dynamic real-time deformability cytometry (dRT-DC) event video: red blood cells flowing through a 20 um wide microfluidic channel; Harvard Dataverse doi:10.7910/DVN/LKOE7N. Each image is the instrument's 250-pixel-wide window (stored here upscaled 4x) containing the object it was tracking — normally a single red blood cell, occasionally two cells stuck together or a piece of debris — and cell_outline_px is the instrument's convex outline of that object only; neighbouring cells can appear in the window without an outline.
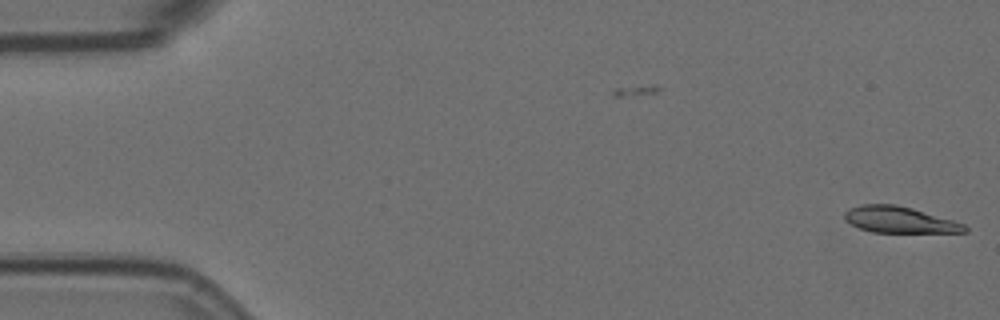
{"species": "Egyptian fruit bat (a non-hibernating species)", "species_latin": "Rousettus aegyptiacus", "temperature_condition": "room temperature", "stored_images_in_passage": 3, "camera_frame_rate_fps": 3000, "um_per_image_px": 0.085, "animal": {"sex": "female"}, "frame": {"image": 1, "passage_image": 3, "time_ms": 0.667, "image_size_px": [1000, 320], "cell_outline_px": [[968, 232], [872, 232], [860, 228], [844, 220], [844, 212], [848, 208], [860, 204], [896, 204], [912, 208], [952, 220], [964, 224], [968, 228]], "centroid_in_image_um": [76.41, 18.67], "position_along_channel_um": 8.6, "area_um2": 18.32}}